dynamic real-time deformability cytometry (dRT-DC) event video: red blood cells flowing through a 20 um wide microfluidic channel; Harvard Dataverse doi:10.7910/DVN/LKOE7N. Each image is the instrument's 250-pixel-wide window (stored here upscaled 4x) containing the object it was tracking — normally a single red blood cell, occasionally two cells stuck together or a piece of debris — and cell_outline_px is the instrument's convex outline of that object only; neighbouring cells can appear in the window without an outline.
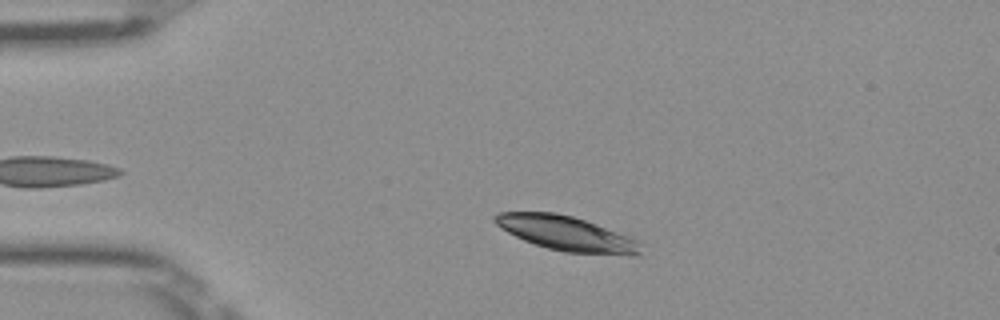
{"species": "Egyptian fruit bat (a non-hibernating species)", "species_latin": "Rousettus aegyptiacus", "temperature_condition": "room temperature", "stored_images_in_passage": 41, "camera_frame_rate_fps": 3000, "um_per_image_px": 0.085, "frame": {"image": 1, "passage_image": 6, "time_ms": 1.667, "image_size_px": [1000, 320], "cell_outline_px": [[640, 256], [628, 256], [564, 252], [548, 248], [524, 240], [500, 228], [492, 220], [492, 216], [500, 212], [556, 212], [572, 216], [596, 224], [628, 236], [636, 240], [640, 244]], "centroid_in_image_um": [48.15, 19.85], "position_along_channel_um": 36.8, "area_um2": 29.42}}
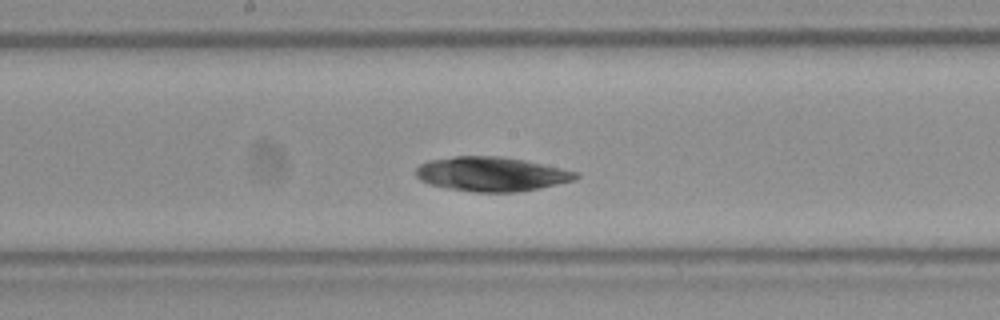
{"frame": {"image": 2, "passage_image": 22, "time_ms": 7.0, "image_size_px": [1000, 320], "cell_outline_px": [[580, 176], [576, 180], [540, 188], [516, 192], [476, 192], [448, 188], [428, 184], [420, 180], [416, 176], [416, 168], [420, 164], [428, 160], [456, 156], [504, 156], [544, 164], [576, 172]], "centroid_in_image_um": [41.76, 14.79], "position_along_channel_um": 206.4, "area_um2": 32.08}}
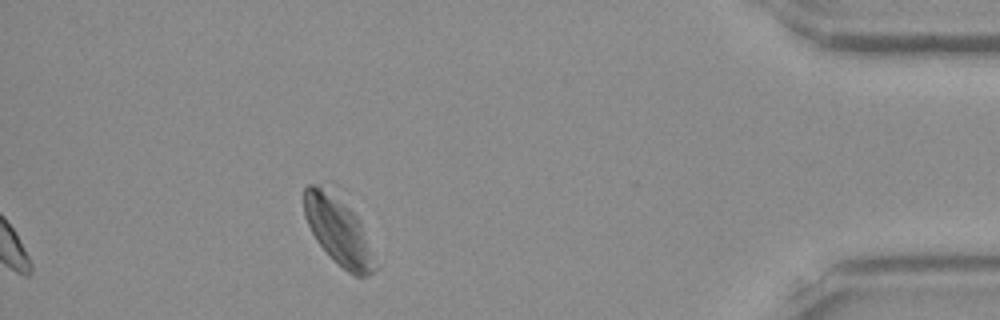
{"frame": {"image": 3, "passage_image": 41, "time_ms": 13.333, "image_size_px": [1000, 320], "cell_outline_px": [[380, 268], [368, 276], [356, 276], [348, 272], [316, 240], [304, 216], [304, 188], [308, 184], [332, 180], [344, 188], [360, 220]], "centroid_in_image_um": [28.8, 19.34], "position_along_channel_um": 406.4, "area_um2": 30.58}}